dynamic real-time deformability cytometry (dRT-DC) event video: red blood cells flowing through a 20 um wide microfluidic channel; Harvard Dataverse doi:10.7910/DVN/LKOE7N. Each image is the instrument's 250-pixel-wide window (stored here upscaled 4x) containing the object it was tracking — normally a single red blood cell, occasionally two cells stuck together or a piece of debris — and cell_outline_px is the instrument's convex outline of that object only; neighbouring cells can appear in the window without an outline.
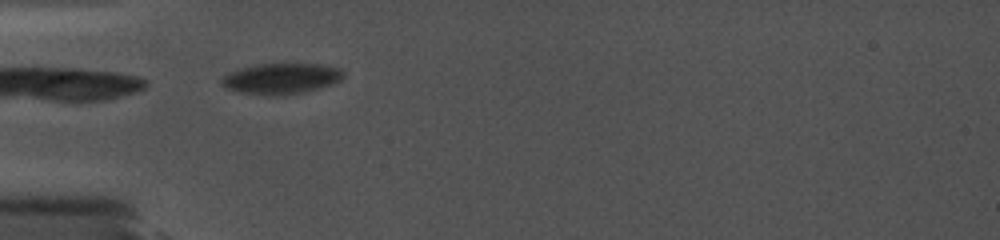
{"species": "common noctule bat (a hibernating species)", "species_latin": "Nyctalus noctula", "temperature_condition": "cold", "stored_images_in_passage": 11, "camera_frame_rate_fps": 5000, "um_per_image_px": 0.085, "animal": {"sex": "female", "body_mass_g": 19.0, "forearm_length_mm": 56.7}, "frame": {"image": 1, "passage_image": 1, "time_ms": 0.0, "image_size_px": [1000, 240], "cell_outline_px": [[344, 76], [340, 80], [332, 84], [304, 92], [276, 96], [240, 92], [224, 88], [220, 84], [220, 80], [228, 72], [240, 68], [260, 64], [284, 60], [324, 64], [340, 68], [344, 72]], "centroid_in_image_um": [23.92, 6.62], "position_along_channel_um": 61.1, "area_um2": 22.83}}
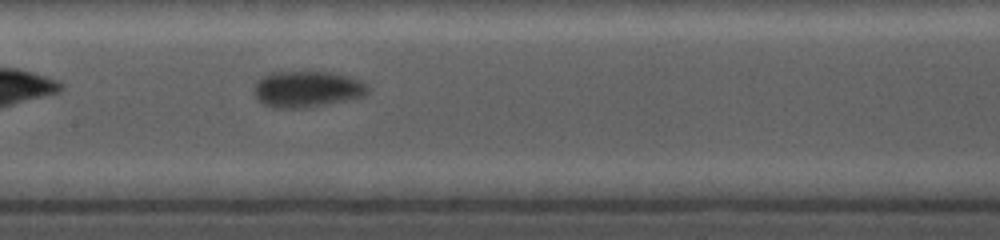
{"frame": {"image": 2, "passage_image": 6, "time_ms": 3.4, "image_size_px": [1000, 240], "cell_outline_px": [[368, 92], [364, 96], [324, 104], [300, 108], [272, 108], [264, 104], [256, 96], [256, 80], [260, 76], [272, 72], [332, 72], [348, 76], [360, 80], [368, 84]], "centroid_in_image_um": [26.1, 7.56], "position_along_channel_um": 181.3, "area_um2": 23.81}}
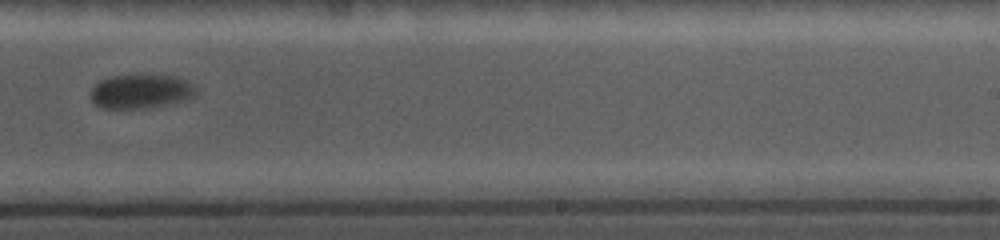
{"frame": {"image": 3, "passage_image": 10, "time_ms": 6.0, "image_size_px": [1000, 240], "cell_outline_px": [[196, 96], [184, 100], [152, 108], [104, 108], [96, 104], [88, 96], [88, 92], [100, 80], [112, 76], [176, 76], [192, 84], [196, 88]], "centroid_in_image_um": [11.95, 7.79], "position_along_channel_um": 277.0, "area_um2": 20.81}}